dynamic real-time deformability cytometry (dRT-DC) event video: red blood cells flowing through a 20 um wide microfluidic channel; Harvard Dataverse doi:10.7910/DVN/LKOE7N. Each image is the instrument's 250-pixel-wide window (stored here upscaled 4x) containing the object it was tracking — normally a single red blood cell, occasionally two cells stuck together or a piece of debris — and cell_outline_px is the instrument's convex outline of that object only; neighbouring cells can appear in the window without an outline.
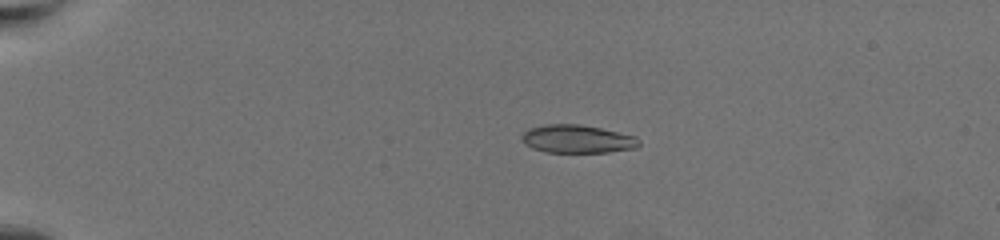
{"species": "common noctule bat (a hibernating species)", "species_latin": "Nyctalus noctula", "temperature_condition": "warm", "stored_images_in_passage": 50, "camera_frame_rate_fps": 3000, "um_per_image_px": 0.085, "animal": {"sex": "female", "body_mass_g": 19.5, "forearm_length_mm": 54.1}, "frame": {"image": 1, "passage_image": 2, "time_ms": 0.333, "image_size_px": [1000, 240], "cell_outline_px": [[640, 144], [636, 148], [608, 152], [544, 152], [532, 148], [524, 144], [520, 136], [528, 128], [548, 124], [580, 124], [600, 128], [636, 136], [640, 140]], "centroid_in_image_um": [49.05, 11.81], "position_along_channel_um": 35.9, "area_um2": 19.31}}
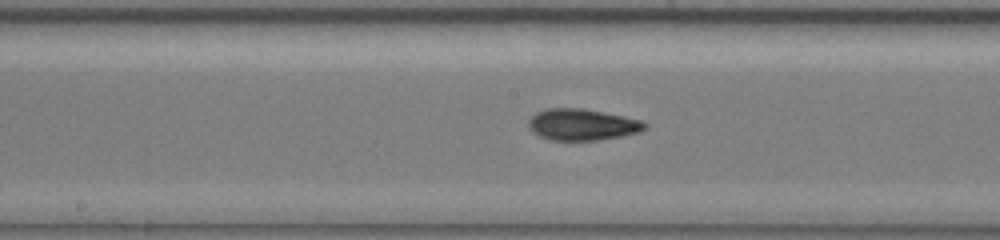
{"frame": {"image": 2, "passage_image": 23, "time_ms": 7.333, "image_size_px": [1000, 240], "cell_outline_px": [[648, 128], [640, 132], [624, 136], [600, 140], [548, 140], [532, 132], [528, 128], [528, 120], [536, 112], [548, 108], [584, 108], [624, 116], [640, 120], [648, 124]], "centroid_in_image_um": [49.5, 10.59], "position_along_channel_um": 198.7, "area_um2": 21.62}}
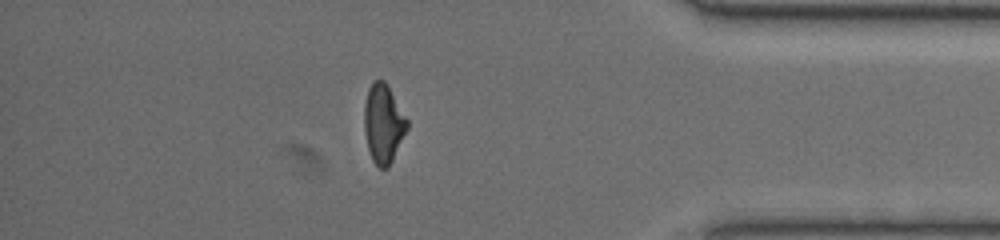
{"frame": {"image": 3, "passage_image": 43, "time_ms": 14.0, "image_size_px": [1000, 240], "cell_outline_px": [[408, 128], [388, 168], [380, 168], [372, 160], [368, 148], [364, 128], [364, 104], [368, 88], [372, 80], [384, 80], [388, 84], [408, 120]], "centroid_in_image_um": [32.58, 10.47], "position_along_channel_um": 402.6, "area_um2": 19.77}, "authors_computed_cell_mechanics": {"area_um2": 20.0566, "velocity_mm_per_s": 3.4206, "shape_relaxation_time_tau1_ms": 5.9819, "shape_relaxation_time_tau2_ms": 2.4398, "deformation_change_tau1": 0.2337, "deformation_change_tau2": 0.0958}}